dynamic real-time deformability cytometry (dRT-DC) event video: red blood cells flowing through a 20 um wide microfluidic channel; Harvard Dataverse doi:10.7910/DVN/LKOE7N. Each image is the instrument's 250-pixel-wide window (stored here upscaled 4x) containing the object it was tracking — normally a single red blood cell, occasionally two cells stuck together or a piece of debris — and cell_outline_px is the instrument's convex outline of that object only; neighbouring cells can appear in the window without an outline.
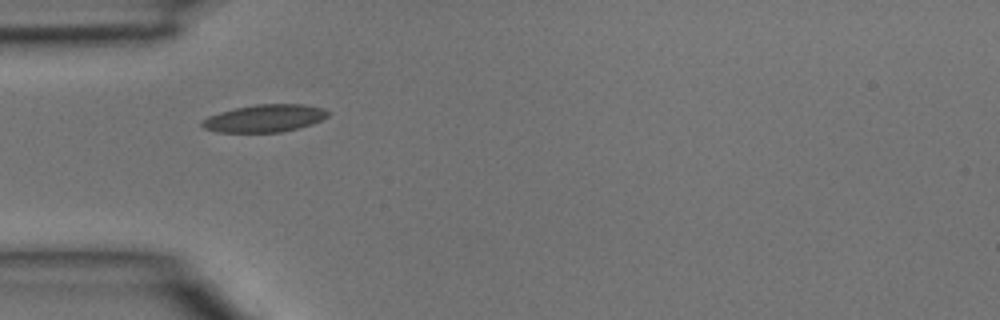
{"species": "common noctule bat (a hibernating species)", "species_latin": "Nyctalus noctula", "temperature_condition": "room temperature", "stored_images_in_passage": 1, "camera_frame_rate_fps": 3000, "um_per_image_px": 0.085, "animal": {"sex": "male", "body_mass_g": 15.6}, "frame": {"image": 1, "passage_image": 1, "time_ms": 0.0, "image_size_px": [1000, 320], "cell_outline_px": [[332, 112], [328, 116], [312, 124], [300, 128], [280, 132], [220, 132], [204, 128], [200, 124], [208, 116], [220, 112], [236, 108], [256, 104], [304, 104], [324, 108]], "centroid_in_image_um": [22.55, 10.05], "position_along_channel_um": 62.4, "area_um2": 20.17}}